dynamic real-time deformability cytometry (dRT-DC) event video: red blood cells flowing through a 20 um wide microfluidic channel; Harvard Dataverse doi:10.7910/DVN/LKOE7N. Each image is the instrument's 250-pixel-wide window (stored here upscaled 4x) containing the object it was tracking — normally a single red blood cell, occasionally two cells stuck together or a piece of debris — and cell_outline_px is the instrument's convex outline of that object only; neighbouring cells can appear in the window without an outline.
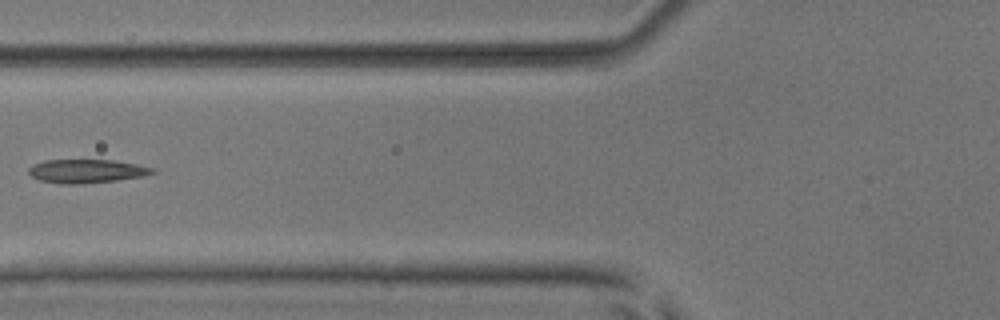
{"species": "common noctule bat (a hibernating species)", "species_latin": "Nyctalus noctula", "temperature_condition": "room temperature", "stored_images_in_passage": 6, "camera_frame_rate_fps": 3000, "um_per_image_px": 0.085, "animal": {"sex": "male", "body_mass_g": 17.9, "forearm_length_mm": 54.2}, "frame": {"image": 1, "passage_image": 6, "time_ms": 1.667, "image_size_px": [1000, 320], "cell_outline_px": [[156, 172], [144, 176], [116, 180], [84, 184], [60, 184], [40, 180], [32, 176], [28, 172], [28, 168], [32, 164], [44, 160], [116, 160], [156, 168]], "centroid_in_image_um": [7.36, 14.54], "position_along_channel_um": 118.4, "area_um2": 17.22}}